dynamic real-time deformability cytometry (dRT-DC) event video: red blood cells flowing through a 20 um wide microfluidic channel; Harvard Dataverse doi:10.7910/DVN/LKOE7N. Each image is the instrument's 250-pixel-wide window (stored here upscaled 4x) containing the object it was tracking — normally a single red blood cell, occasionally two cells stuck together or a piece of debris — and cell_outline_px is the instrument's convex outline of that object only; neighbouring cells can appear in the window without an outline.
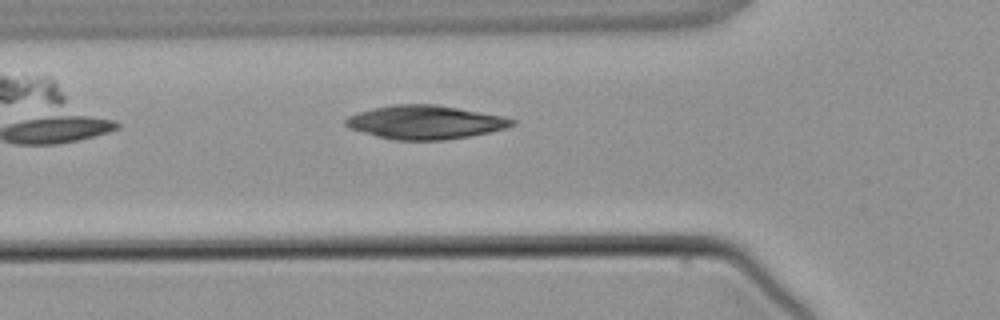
{"species": "common noctule bat (a hibernating species)", "species_latin": "Nyctalus noctula", "temperature_condition": "warm", "stored_images_in_passage": 3, "camera_frame_rate_fps": 3000, "um_per_image_px": 0.085, "animal": {"sex": "male", "body_mass_g": 21.5, "forearm_length_mm": 52.0}, "frame": {"image": 1, "passage_image": 3, "time_ms": 2.333, "image_size_px": [1000, 320], "cell_outline_px": [[516, 124], [504, 128], [488, 132], [468, 136], [444, 140], [392, 140], [376, 136], [348, 128], [344, 124], [344, 120], [348, 116], [372, 108], [392, 104], [436, 104], [504, 116], [516, 120]], "centroid_in_image_um": [36.11, 10.38], "position_along_channel_um": 89.7, "area_um2": 32.66}}